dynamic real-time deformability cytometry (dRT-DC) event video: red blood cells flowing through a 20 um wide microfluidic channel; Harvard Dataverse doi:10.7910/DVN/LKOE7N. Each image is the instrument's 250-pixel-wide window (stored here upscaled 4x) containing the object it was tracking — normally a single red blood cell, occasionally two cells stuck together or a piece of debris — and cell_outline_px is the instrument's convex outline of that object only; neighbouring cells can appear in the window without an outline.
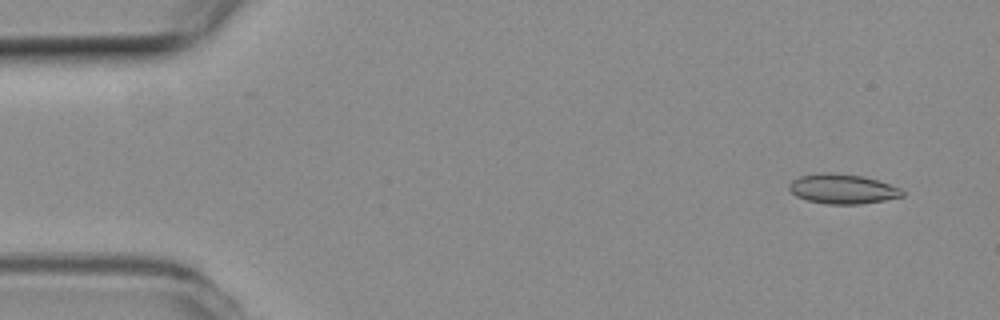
{"species": "common noctule bat (a hibernating species)", "species_latin": "Nyctalus noctula", "temperature_condition": "room temperature", "stored_images_in_passage": 54, "camera_frame_rate_fps": 3000, "um_per_image_px": 0.085, "animal": {"sex": "female", "body_mass_g": 19.3, "forearm_length_mm": 54.1}, "frame": {"image": 1, "passage_image": 4, "time_ms": 1.0, "image_size_px": [1000, 320], "cell_outline_px": [[904, 196], [884, 200], [860, 204], [828, 204], [808, 200], [796, 196], [788, 188], [788, 184], [792, 180], [800, 176], [860, 176], [876, 180], [900, 188], [904, 192]], "centroid_in_image_um": [71.65, 16.12], "position_along_channel_um": 13.4, "area_um2": 18.44}}
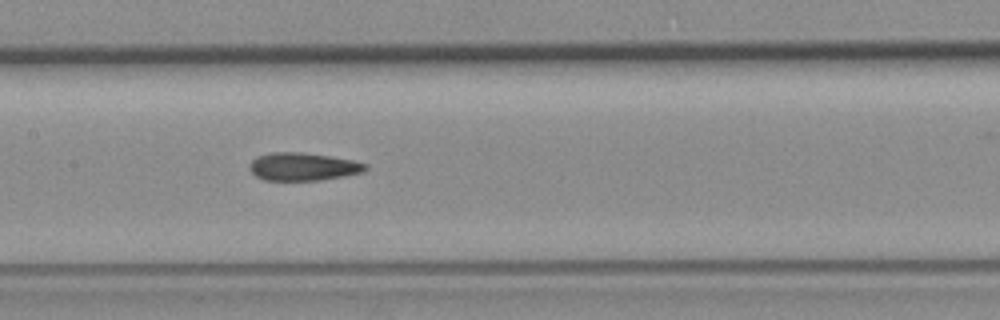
{"frame": {"image": 2, "passage_image": 26, "time_ms": 8.333, "image_size_px": [1000, 320], "cell_outline_px": [[368, 168], [364, 172], [344, 176], [320, 180], [264, 180], [256, 176], [248, 168], [248, 164], [256, 156], [272, 152], [300, 152], [328, 156], [352, 160], [368, 164]], "centroid_in_image_um": [25.74, 14.16], "position_along_channel_um": 181.7, "area_um2": 18.9}}
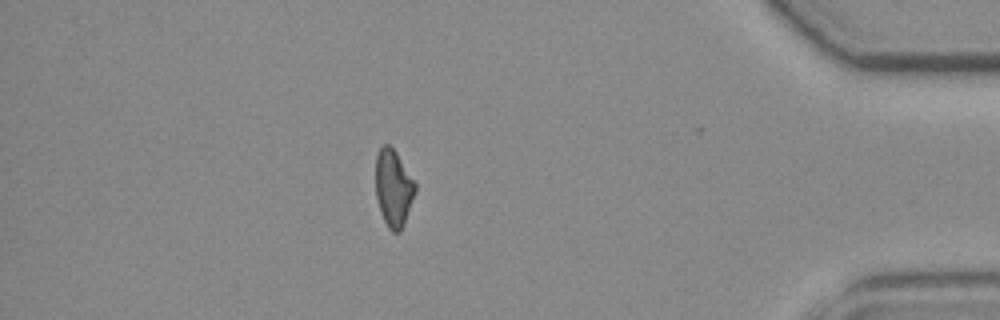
{"frame": {"image": 3, "passage_image": 47, "time_ms": 15.333, "image_size_px": [1000, 320], "cell_outline_px": [[416, 192], [400, 232], [392, 232], [388, 228], [380, 212], [376, 196], [376, 156], [380, 148], [384, 144], [388, 144], [396, 152], [416, 184]], "centroid_in_image_um": [33.43, 15.99], "position_along_channel_um": 401.8, "area_um2": 17.57}, "authors_computed_cell_mechanics": {"area_um2": 18.8428, "velocity_mm_per_s": 3.818, "shape_relaxation_time_tau1_ms": null, "shape_relaxation_time_tau2_ms": 4.1879, "deformation_change_tau1": null, "deformation_change_tau2": 0.1036}}